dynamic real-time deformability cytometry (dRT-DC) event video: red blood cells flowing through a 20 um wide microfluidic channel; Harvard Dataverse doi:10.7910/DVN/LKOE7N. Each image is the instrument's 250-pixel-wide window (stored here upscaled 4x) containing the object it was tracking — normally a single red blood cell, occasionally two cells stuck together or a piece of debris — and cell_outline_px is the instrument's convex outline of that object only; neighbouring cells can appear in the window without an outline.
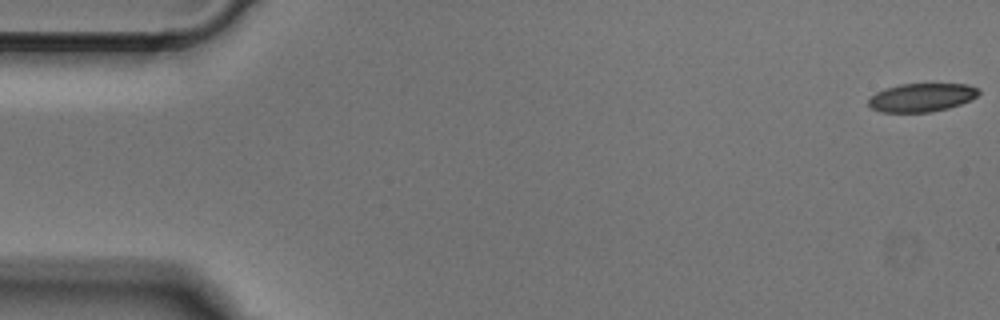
{"species": "Egyptian fruit bat (a non-hibernating species)", "species_latin": "Rousettus aegyptiacus", "temperature_condition": "cold", "stored_images_in_passage": 44, "camera_frame_rate_fps": 3000, "um_per_image_px": 0.085, "animal": {"sex": "male"}, "frame": {"image": 1, "passage_image": 1, "time_ms": 0.0, "image_size_px": [1000, 320], "cell_outline_px": [[980, 92], [976, 96], [960, 104], [948, 108], [932, 112], [880, 112], [872, 108], [868, 104], [868, 100], [876, 92], [884, 88], [900, 84], [968, 84], [980, 88]], "centroid_in_image_um": [78.33, 8.28], "position_along_channel_um": 6.7, "area_um2": 18.26}}
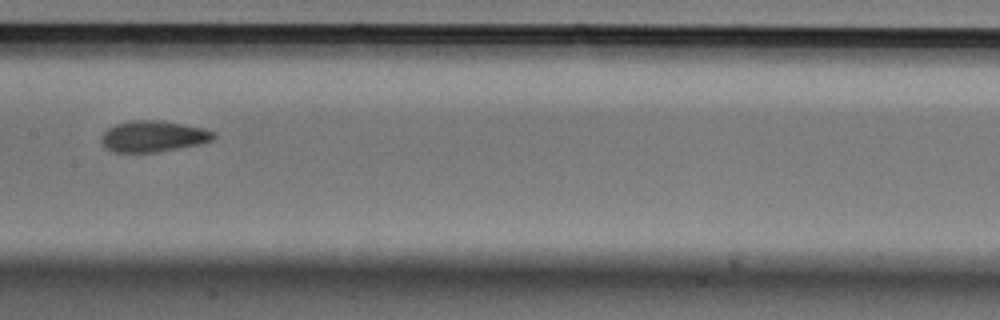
{"frame": {"image": 2, "passage_image": 25, "time_ms": 8.0, "image_size_px": [1000, 320], "cell_outline_px": [[216, 136], [212, 140], [200, 144], [160, 152], [112, 152], [104, 148], [100, 140], [100, 136], [108, 128], [116, 124], [132, 120], [156, 120], [204, 128], [216, 132]], "centroid_in_image_um": [13.0, 11.6], "position_along_channel_um": 194.4, "area_um2": 20.52}}
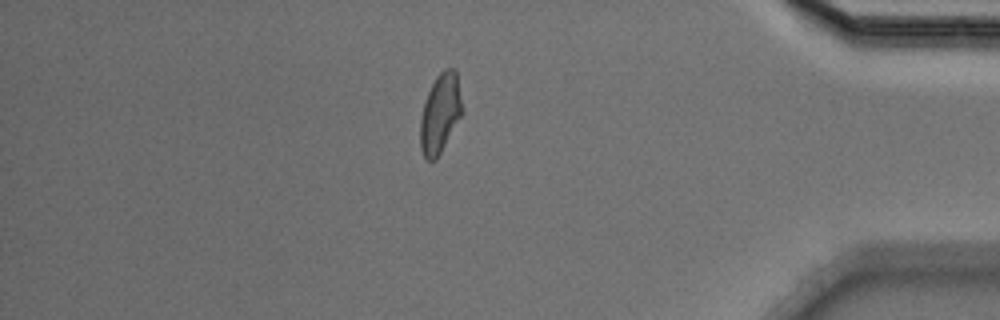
{"frame": {"image": 3, "passage_image": 43, "time_ms": 14.0, "image_size_px": [1000, 320], "cell_outline_px": [[464, 112], [436, 160], [428, 160], [424, 156], [420, 148], [420, 116], [428, 92], [436, 76], [444, 68], [456, 68], [464, 108]], "centroid_in_image_um": [37.44, 9.61], "position_along_channel_um": 397.8, "area_um2": 19.71}}